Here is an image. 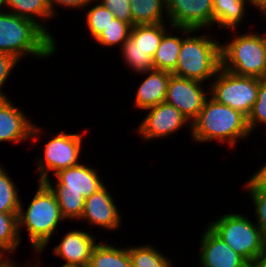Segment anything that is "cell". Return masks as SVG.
Instances as JSON below:
<instances>
[{
	"label": "cell",
	"mask_w": 266,
	"mask_h": 267,
	"mask_svg": "<svg viewBox=\"0 0 266 267\" xmlns=\"http://www.w3.org/2000/svg\"><path fill=\"white\" fill-rule=\"evenodd\" d=\"M250 132L257 126L256 124H265L266 126V78L261 79L259 83L258 96L250 114L247 117Z\"/></svg>",
	"instance_id": "1f68e13d"
},
{
	"label": "cell",
	"mask_w": 266,
	"mask_h": 267,
	"mask_svg": "<svg viewBox=\"0 0 266 267\" xmlns=\"http://www.w3.org/2000/svg\"><path fill=\"white\" fill-rule=\"evenodd\" d=\"M0 52L20 59L26 54L49 57L55 41L34 21L0 10Z\"/></svg>",
	"instance_id": "7a4b0ae2"
},
{
	"label": "cell",
	"mask_w": 266,
	"mask_h": 267,
	"mask_svg": "<svg viewBox=\"0 0 266 267\" xmlns=\"http://www.w3.org/2000/svg\"><path fill=\"white\" fill-rule=\"evenodd\" d=\"M3 7H11L12 14H15L19 17H23L37 23L54 41L53 35L46 30L45 26H42L39 19L36 17L50 18L53 17L51 9L49 7L47 0H4Z\"/></svg>",
	"instance_id": "ffe728a7"
},
{
	"label": "cell",
	"mask_w": 266,
	"mask_h": 267,
	"mask_svg": "<svg viewBox=\"0 0 266 267\" xmlns=\"http://www.w3.org/2000/svg\"><path fill=\"white\" fill-rule=\"evenodd\" d=\"M250 1V4L254 5V7H259L265 0H249Z\"/></svg>",
	"instance_id": "f35d334b"
},
{
	"label": "cell",
	"mask_w": 266,
	"mask_h": 267,
	"mask_svg": "<svg viewBox=\"0 0 266 267\" xmlns=\"http://www.w3.org/2000/svg\"><path fill=\"white\" fill-rule=\"evenodd\" d=\"M19 62L12 55L0 52V88L7 81L12 69ZM1 90V89H0ZM7 98L2 91H0V100Z\"/></svg>",
	"instance_id": "836d02e7"
},
{
	"label": "cell",
	"mask_w": 266,
	"mask_h": 267,
	"mask_svg": "<svg viewBox=\"0 0 266 267\" xmlns=\"http://www.w3.org/2000/svg\"><path fill=\"white\" fill-rule=\"evenodd\" d=\"M220 43L204 35L182 39L175 71L179 77L206 81L221 67Z\"/></svg>",
	"instance_id": "5b68a950"
},
{
	"label": "cell",
	"mask_w": 266,
	"mask_h": 267,
	"mask_svg": "<svg viewBox=\"0 0 266 267\" xmlns=\"http://www.w3.org/2000/svg\"><path fill=\"white\" fill-rule=\"evenodd\" d=\"M16 185L0 166V212L18 213L21 204Z\"/></svg>",
	"instance_id": "83f0119b"
},
{
	"label": "cell",
	"mask_w": 266,
	"mask_h": 267,
	"mask_svg": "<svg viewBox=\"0 0 266 267\" xmlns=\"http://www.w3.org/2000/svg\"><path fill=\"white\" fill-rule=\"evenodd\" d=\"M94 236L83 231H70L62 237V241L54 248V254L62 257L66 263L80 267H88L92 250L96 245Z\"/></svg>",
	"instance_id": "9a60e30c"
},
{
	"label": "cell",
	"mask_w": 266,
	"mask_h": 267,
	"mask_svg": "<svg viewBox=\"0 0 266 267\" xmlns=\"http://www.w3.org/2000/svg\"><path fill=\"white\" fill-rule=\"evenodd\" d=\"M101 3L110 10L115 18L129 23L132 26V14L129 0H100Z\"/></svg>",
	"instance_id": "d6a6232c"
},
{
	"label": "cell",
	"mask_w": 266,
	"mask_h": 267,
	"mask_svg": "<svg viewBox=\"0 0 266 267\" xmlns=\"http://www.w3.org/2000/svg\"><path fill=\"white\" fill-rule=\"evenodd\" d=\"M132 14V27L134 25L165 23L163 11L165 0H129ZM164 8V10H163Z\"/></svg>",
	"instance_id": "7402d4cb"
},
{
	"label": "cell",
	"mask_w": 266,
	"mask_h": 267,
	"mask_svg": "<svg viewBox=\"0 0 266 267\" xmlns=\"http://www.w3.org/2000/svg\"><path fill=\"white\" fill-rule=\"evenodd\" d=\"M201 238L199 262L202 267H249V263L209 227Z\"/></svg>",
	"instance_id": "4fadbf2b"
},
{
	"label": "cell",
	"mask_w": 266,
	"mask_h": 267,
	"mask_svg": "<svg viewBox=\"0 0 266 267\" xmlns=\"http://www.w3.org/2000/svg\"><path fill=\"white\" fill-rule=\"evenodd\" d=\"M166 33H164L161 43L153 56V66L156 70L173 73L176 69L178 54L182 46V38Z\"/></svg>",
	"instance_id": "44dd1931"
},
{
	"label": "cell",
	"mask_w": 266,
	"mask_h": 267,
	"mask_svg": "<svg viewBox=\"0 0 266 267\" xmlns=\"http://www.w3.org/2000/svg\"><path fill=\"white\" fill-rule=\"evenodd\" d=\"M107 191L105 185L91 196L85 198L84 208L80 219H86L89 224H95L105 229H116L122 223L118 209Z\"/></svg>",
	"instance_id": "5bb4252c"
},
{
	"label": "cell",
	"mask_w": 266,
	"mask_h": 267,
	"mask_svg": "<svg viewBox=\"0 0 266 267\" xmlns=\"http://www.w3.org/2000/svg\"><path fill=\"white\" fill-rule=\"evenodd\" d=\"M214 80L211 84L210 97L248 117L257 100L261 79L239 76L220 67Z\"/></svg>",
	"instance_id": "52a82bcc"
},
{
	"label": "cell",
	"mask_w": 266,
	"mask_h": 267,
	"mask_svg": "<svg viewBox=\"0 0 266 267\" xmlns=\"http://www.w3.org/2000/svg\"><path fill=\"white\" fill-rule=\"evenodd\" d=\"M18 213L0 212V255L13 252L20 243V230L17 221Z\"/></svg>",
	"instance_id": "d4e9b609"
},
{
	"label": "cell",
	"mask_w": 266,
	"mask_h": 267,
	"mask_svg": "<svg viewBox=\"0 0 266 267\" xmlns=\"http://www.w3.org/2000/svg\"><path fill=\"white\" fill-rule=\"evenodd\" d=\"M41 131L8 98L0 100V142L18 143L29 139L35 142L38 139L35 136Z\"/></svg>",
	"instance_id": "7c38bea8"
},
{
	"label": "cell",
	"mask_w": 266,
	"mask_h": 267,
	"mask_svg": "<svg viewBox=\"0 0 266 267\" xmlns=\"http://www.w3.org/2000/svg\"><path fill=\"white\" fill-rule=\"evenodd\" d=\"M249 0H213L214 23L219 27L236 29L245 14Z\"/></svg>",
	"instance_id": "d6986e66"
},
{
	"label": "cell",
	"mask_w": 266,
	"mask_h": 267,
	"mask_svg": "<svg viewBox=\"0 0 266 267\" xmlns=\"http://www.w3.org/2000/svg\"><path fill=\"white\" fill-rule=\"evenodd\" d=\"M3 2H4V0H0V9H1L2 6H3Z\"/></svg>",
	"instance_id": "b9f144b4"
},
{
	"label": "cell",
	"mask_w": 266,
	"mask_h": 267,
	"mask_svg": "<svg viewBox=\"0 0 266 267\" xmlns=\"http://www.w3.org/2000/svg\"><path fill=\"white\" fill-rule=\"evenodd\" d=\"M94 169L79 163L58 171L56 183L65 187V192L81 193L86 198L104 186Z\"/></svg>",
	"instance_id": "2e32d148"
},
{
	"label": "cell",
	"mask_w": 266,
	"mask_h": 267,
	"mask_svg": "<svg viewBox=\"0 0 266 267\" xmlns=\"http://www.w3.org/2000/svg\"><path fill=\"white\" fill-rule=\"evenodd\" d=\"M88 267H132L126 249L113 247L111 244H96L92 250Z\"/></svg>",
	"instance_id": "ac0fdd59"
},
{
	"label": "cell",
	"mask_w": 266,
	"mask_h": 267,
	"mask_svg": "<svg viewBox=\"0 0 266 267\" xmlns=\"http://www.w3.org/2000/svg\"><path fill=\"white\" fill-rule=\"evenodd\" d=\"M202 82L171 74L165 103L176 107L190 122L202 110L207 94L204 92Z\"/></svg>",
	"instance_id": "30bf717a"
},
{
	"label": "cell",
	"mask_w": 266,
	"mask_h": 267,
	"mask_svg": "<svg viewBox=\"0 0 266 267\" xmlns=\"http://www.w3.org/2000/svg\"><path fill=\"white\" fill-rule=\"evenodd\" d=\"M146 110L149 113L137 130L147 141L169 136L190 122L176 107L165 102Z\"/></svg>",
	"instance_id": "8fae6325"
},
{
	"label": "cell",
	"mask_w": 266,
	"mask_h": 267,
	"mask_svg": "<svg viewBox=\"0 0 266 267\" xmlns=\"http://www.w3.org/2000/svg\"><path fill=\"white\" fill-rule=\"evenodd\" d=\"M49 7L51 9V12L53 14V16L55 15V10H54V6L57 4H60L61 6H65V7H73V8H83L89 4H91L92 1L94 0H47ZM97 1V0H95Z\"/></svg>",
	"instance_id": "e575fe53"
},
{
	"label": "cell",
	"mask_w": 266,
	"mask_h": 267,
	"mask_svg": "<svg viewBox=\"0 0 266 267\" xmlns=\"http://www.w3.org/2000/svg\"><path fill=\"white\" fill-rule=\"evenodd\" d=\"M191 133L194 141L217 140L236 146L237 140L250 134L247 116L213 98L206 99L198 116L192 120Z\"/></svg>",
	"instance_id": "6da1fadb"
},
{
	"label": "cell",
	"mask_w": 266,
	"mask_h": 267,
	"mask_svg": "<svg viewBox=\"0 0 266 267\" xmlns=\"http://www.w3.org/2000/svg\"><path fill=\"white\" fill-rule=\"evenodd\" d=\"M132 267H172L170 259L152 246L127 248Z\"/></svg>",
	"instance_id": "484cf974"
},
{
	"label": "cell",
	"mask_w": 266,
	"mask_h": 267,
	"mask_svg": "<svg viewBox=\"0 0 266 267\" xmlns=\"http://www.w3.org/2000/svg\"><path fill=\"white\" fill-rule=\"evenodd\" d=\"M4 258H5L4 254L0 255V267H16L15 263H12V261L10 259H7V258L4 259Z\"/></svg>",
	"instance_id": "74e56055"
},
{
	"label": "cell",
	"mask_w": 266,
	"mask_h": 267,
	"mask_svg": "<svg viewBox=\"0 0 266 267\" xmlns=\"http://www.w3.org/2000/svg\"><path fill=\"white\" fill-rule=\"evenodd\" d=\"M82 136L80 134H66L61 131L44 146V157L38 159L39 182H44L48 171L56 174L58 171L79 164Z\"/></svg>",
	"instance_id": "ba28073f"
},
{
	"label": "cell",
	"mask_w": 266,
	"mask_h": 267,
	"mask_svg": "<svg viewBox=\"0 0 266 267\" xmlns=\"http://www.w3.org/2000/svg\"><path fill=\"white\" fill-rule=\"evenodd\" d=\"M131 28L129 23L114 18L95 41L102 46L123 45L130 36Z\"/></svg>",
	"instance_id": "f1b7e54d"
},
{
	"label": "cell",
	"mask_w": 266,
	"mask_h": 267,
	"mask_svg": "<svg viewBox=\"0 0 266 267\" xmlns=\"http://www.w3.org/2000/svg\"><path fill=\"white\" fill-rule=\"evenodd\" d=\"M61 267H80V266H77V265H70V264H64V265H62Z\"/></svg>",
	"instance_id": "60d3db41"
},
{
	"label": "cell",
	"mask_w": 266,
	"mask_h": 267,
	"mask_svg": "<svg viewBox=\"0 0 266 267\" xmlns=\"http://www.w3.org/2000/svg\"><path fill=\"white\" fill-rule=\"evenodd\" d=\"M249 267H266V246L263 251L249 263Z\"/></svg>",
	"instance_id": "d590c367"
},
{
	"label": "cell",
	"mask_w": 266,
	"mask_h": 267,
	"mask_svg": "<svg viewBox=\"0 0 266 267\" xmlns=\"http://www.w3.org/2000/svg\"><path fill=\"white\" fill-rule=\"evenodd\" d=\"M246 186L255 205L257 226L266 240V187L259 184L253 177L249 178Z\"/></svg>",
	"instance_id": "f546056e"
},
{
	"label": "cell",
	"mask_w": 266,
	"mask_h": 267,
	"mask_svg": "<svg viewBox=\"0 0 266 267\" xmlns=\"http://www.w3.org/2000/svg\"><path fill=\"white\" fill-rule=\"evenodd\" d=\"M257 9L262 11L263 14H266V0Z\"/></svg>",
	"instance_id": "ab89813d"
},
{
	"label": "cell",
	"mask_w": 266,
	"mask_h": 267,
	"mask_svg": "<svg viewBox=\"0 0 266 267\" xmlns=\"http://www.w3.org/2000/svg\"><path fill=\"white\" fill-rule=\"evenodd\" d=\"M20 204L17 215L18 229L25 226L30 244L39 252L43 251L50 241L52 233L60 221L64 220L54 193L44 183L39 182L38 190L26 211Z\"/></svg>",
	"instance_id": "3957f363"
},
{
	"label": "cell",
	"mask_w": 266,
	"mask_h": 267,
	"mask_svg": "<svg viewBox=\"0 0 266 267\" xmlns=\"http://www.w3.org/2000/svg\"><path fill=\"white\" fill-rule=\"evenodd\" d=\"M166 31L165 23L134 25L130 36L143 51L153 58Z\"/></svg>",
	"instance_id": "603a6c76"
},
{
	"label": "cell",
	"mask_w": 266,
	"mask_h": 267,
	"mask_svg": "<svg viewBox=\"0 0 266 267\" xmlns=\"http://www.w3.org/2000/svg\"><path fill=\"white\" fill-rule=\"evenodd\" d=\"M165 5L171 29L191 35L214 23L213 0H165Z\"/></svg>",
	"instance_id": "9c48e42d"
},
{
	"label": "cell",
	"mask_w": 266,
	"mask_h": 267,
	"mask_svg": "<svg viewBox=\"0 0 266 267\" xmlns=\"http://www.w3.org/2000/svg\"><path fill=\"white\" fill-rule=\"evenodd\" d=\"M114 18V14L101 2L88 10L86 22L90 35H92L94 40L109 26Z\"/></svg>",
	"instance_id": "4dcf8cb0"
},
{
	"label": "cell",
	"mask_w": 266,
	"mask_h": 267,
	"mask_svg": "<svg viewBox=\"0 0 266 267\" xmlns=\"http://www.w3.org/2000/svg\"><path fill=\"white\" fill-rule=\"evenodd\" d=\"M221 68L239 75L266 78V35L241 34L220 45Z\"/></svg>",
	"instance_id": "277c9868"
},
{
	"label": "cell",
	"mask_w": 266,
	"mask_h": 267,
	"mask_svg": "<svg viewBox=\"0 0 266 267\" xmlns=\"http://www.w3.org/2000/svg\"><path fill=\"white\" fill-rule=\"evenodd\" d=\"M44 183L54 193L64 219L78 220L81 218L85 203V197L81 193L65 192V187L58 184L54 187L49 179Z\"/></svg>",
	"instance_id": "cb8c5ba5"
},
{
	"label": "cell",
	"mask_w": 266,
	"mask_h": 267,
	"mask_svg": "<svg viewBox=\"0 0 266 267\" xmlns=\"http://www.w3.org/2000/svg\"><path fill=\"white\" fill-rule=\"evenodd\" d=\"M209 228L248 263L255 259L266 246L259 227L241 214H225Z\"/></svg>",
	"instance_id": "8992f818"
},
{
	"label": "cell",
	"mask_w": 266,
	"mask_h": 267,
	"mask_svg": "<svg viewBox=\"0 0 266 267\" xmlns=\"http://www.w3.org/2000/svg\"><path fill=\"white\" fill-rule=\"evenodd\" d=\"M121 47L124 60L134 71L143 73L154 69L153 58L143 51L131 36Z\"/></svg>",
	"instance_id": "4316f807"
},
{
	"label": "cell",
	"mask_w": 266,
	"mask_h": 267,
	"mask_svg": "<svg viewBox=\"0 0 266 267\" xmlns=\"http://www.w3.org/2000/svg\"><path fill=\"white\" fill-rule=\"evenodd\" d=\"M252 177L262 186L266 187V163Z\"/></svg>",
	"instance_id": "8d00e7d4"
},
{
	"label": "cell",
	"mask_w": 266,
	"mask_h": 267,
	"mask_svg": "<svg viewBox=\"0 0 266 267\" xmlns=\"http://www.w3.org/2000/svg\"><path fill=\"white\" fill-rule=\"evenodd\" d=\"M148 76L140 84L135 97V106L142 110L163 103L166 98L167 87L171 77L170 72L162 70H150Z\"/></svg>",
	"instance_id": "e0dca14e"
}]
</instances>
